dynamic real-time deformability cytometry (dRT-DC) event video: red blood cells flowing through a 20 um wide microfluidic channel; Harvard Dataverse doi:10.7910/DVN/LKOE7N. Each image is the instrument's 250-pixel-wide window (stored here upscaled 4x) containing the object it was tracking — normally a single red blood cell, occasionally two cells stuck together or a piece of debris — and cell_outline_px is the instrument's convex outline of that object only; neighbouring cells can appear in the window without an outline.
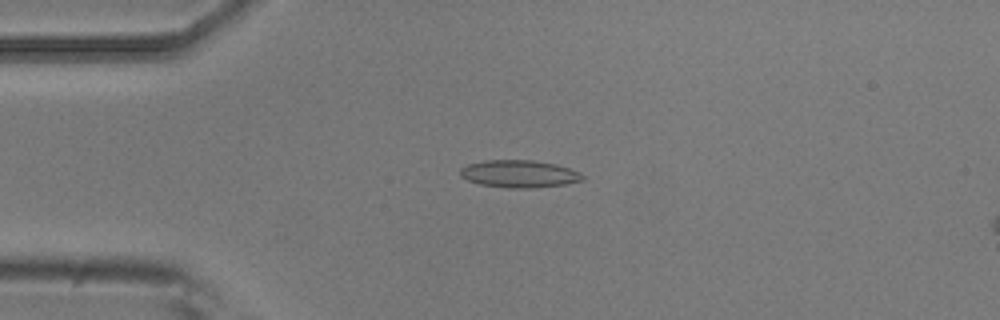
{"species": "common noctule bat (a hibernating species)", "species_latin": "Nyctalus noctula", "temperature_condition": "room temperature", "stored_images_in_passage": 6, "camera_frame_rate_fps": 3000, "um_per_image_px": 0.085, "animal": {"sex": "male", "body_mass_g": 20.5, "forearm_length_mm": 52.5}, "frame": {"image": 1, "passage_image": 4, "time_ms": 3.333, "image_size_px": [1000, 320], "cell_outline_px": [[584, 180], [564, 184], [528, 188], [508, 188], [480, 184], [468, 180], [460, 176], [460, 168], [468, 164], [484, 160], [532, 160], [556, 164], [580, 172], [584, 176]], "centroid_in_image_um": [44.12, 14.77], "position_along_channel_um": 40.9, "area_um2": 19.48}}